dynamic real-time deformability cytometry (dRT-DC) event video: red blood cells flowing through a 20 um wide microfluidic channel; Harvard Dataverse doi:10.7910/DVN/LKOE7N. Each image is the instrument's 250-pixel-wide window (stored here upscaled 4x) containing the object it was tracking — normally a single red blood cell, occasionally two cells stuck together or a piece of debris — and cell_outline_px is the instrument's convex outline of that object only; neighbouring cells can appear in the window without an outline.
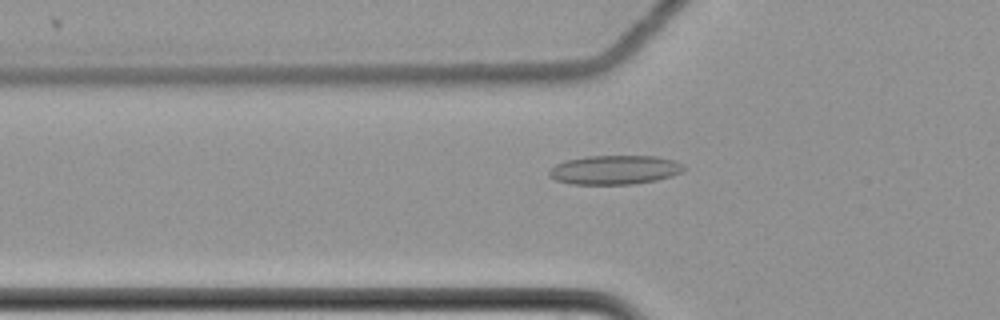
{"species": "common noctule bat (a hibernating species)", "species_latin": "Nyctalus noctula", "temperature_condition": "cold", "stored_images_in_passage": 59, "camera_frame_rate_fps": 3000, "um_per_image_px": 0.085, "animal": {"sex": "female", "body_mass_g": 22.7, "forearm_length_mm": 54.2}, "frame": {"image": 1, "passage_image": 21, "time_ms": 6.667, "image_size_px": [1000, 320], "cell_outline_px": [[688, 168], [672, 176], [656, 180], [636, 184], [568, 184], [556, 180], [548, 176], [548, 172], [556, 164], [568, 160], [584, 156], [656, 156], [672, 160], [684, 164]], "centroid_in_image_um": [52.26, 14.44], "position_along_channel_um": 73.5, "area_um2": 22.95}}
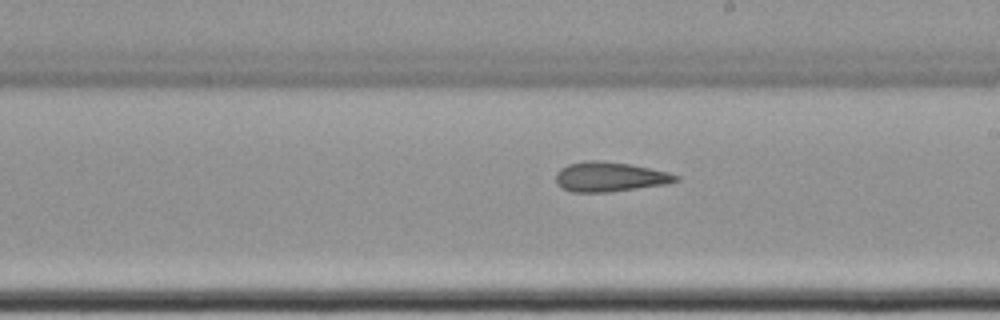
{"frame": {"image": 2, "passage_image": 35, "time_ms": 11.333, "image_size_px": [1000, 320], "cell_outline_px": [[680, 180], [668, 184], [612, 192], [572, 192], [556, 184], [556, 172], [560, 168], [568, 164], [588, 160], [596, 160], [628, 164], [668, 172], [680, 176]], "centroid_in_image_um": [51.84, 15.04], "position_along_channel_um": 237.2, "area_um2": 20.81}}
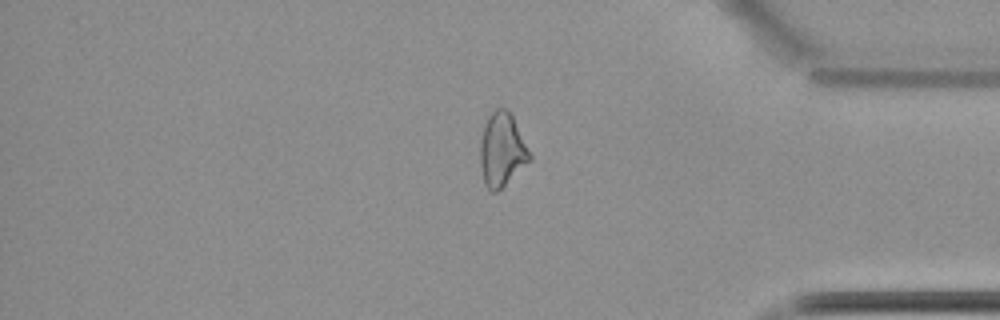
{"frame": {"image": 3, "passage_image": 50, "time_ms": 16.333, "image_size_px": [1000, 320], "cell_outline_px": [[532, 160], [496, 192], [492, 192], [484, 184], [480, 164], [480, 140], [488, 116], [496, 108], [504, 108], [512, 112], [532, 156]], "centroid_in_image_um": [42.68, 12.71], "position_along_channel_um": 392.5, "area_um2": 21.39}, "authors_computed_cell_mechanics": {"area_um2": 22.1952, "velocity_mm_per_s": 3.5157, "shape_relaxation_time_tau1_ms": null, "shape_relaxation_time_tau2_ms": 3.007, "deformation_change_tau1": null, "deformation_change_tau2": 0.0997}}